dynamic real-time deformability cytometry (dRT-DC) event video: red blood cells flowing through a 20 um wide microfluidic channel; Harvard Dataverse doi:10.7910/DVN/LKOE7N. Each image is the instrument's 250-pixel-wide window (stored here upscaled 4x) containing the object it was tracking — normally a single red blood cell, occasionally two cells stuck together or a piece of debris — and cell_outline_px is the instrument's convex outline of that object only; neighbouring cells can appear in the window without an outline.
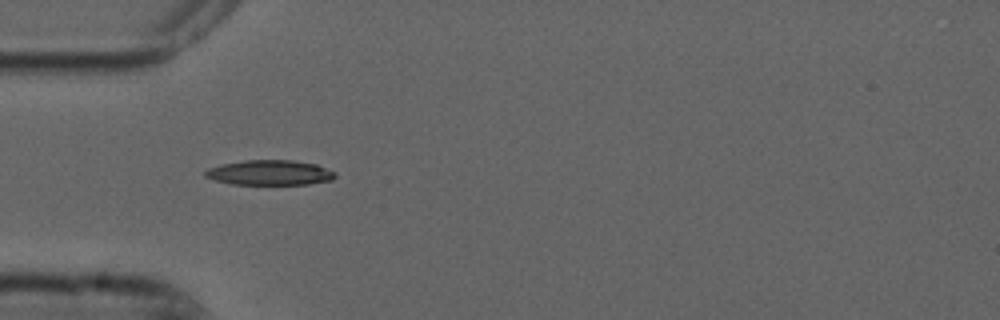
{"species": "common noctule bat (a hibernating species)", "species_latin": "Nyctalus noctula", "temperature_condition": "cold", "stored_images_in_passage": 39, "camera_frame_rate_fps": 3000, "um_per_image_px": 0.085, "animal": {"sex": "male", "forearm_length_mm": 52.5}, "frame": {"image": 1, "passage_image": 1, "time_ms": 0.0, "image_size_px": [1000, 320], "cell_outline_px": [[336, 176], [332, 180], [308, 184], [232, 184], [216, 180], [204, 176], [204, 172], [208, 168], [220, 164], [244, 160], [292, 160], [316, 164], [336, 172]], "centroid_in_image_um": [22.93, 14.67], "position_along_channel_um": 62.1, "area_um2": 18.96}}
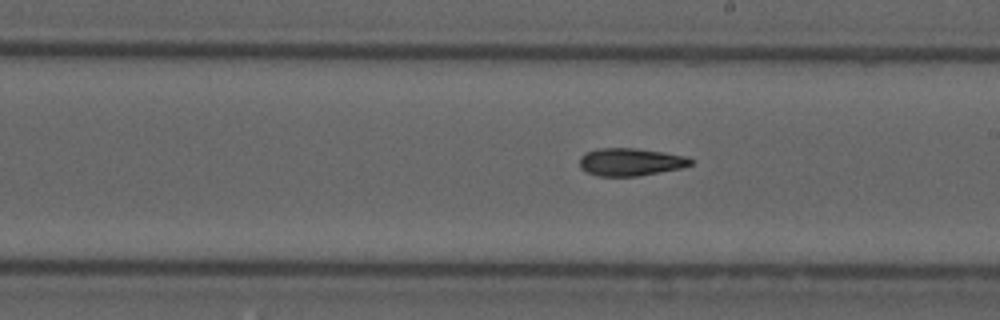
{"frame": {"image": 2, "passage_image": 15, "time_ms": 4.667, "image_size_px": [1000, 320], "cell_outline_px": [[692, 164], [680, 168], [640, 176], [596, 176], [580, 168], [580, 156], [584, 152], [596, 148], [636, 148], [664, 152], [688, 156], [692, 160]], "centroid_in_image_um": [53.57, 13.76], "position_along_channel_um": 235.4, "area_um2": 18.09}}
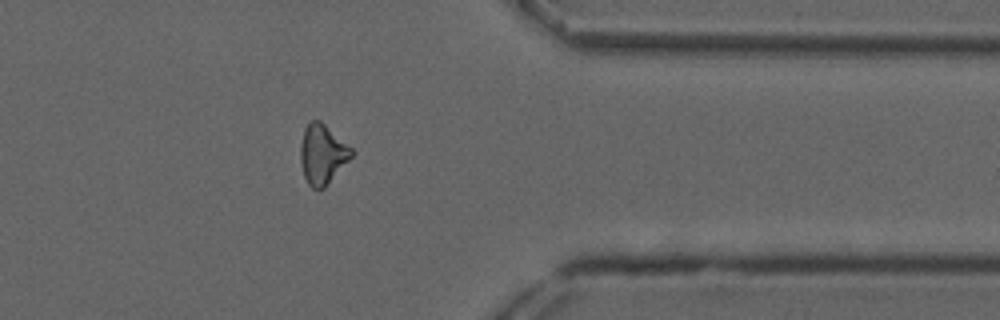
{"frame": {"image": 3, "passage_image": 28, "time_ms": 9.0, "image_size_px": [1000, 320], "cell_outline_px": [[356, 152], [324, 188], [312, 188], [308, 184], [304, 176], [300, 160], [300, 144], [304, 128], [312, 120], [320, 120], [352, 148]], "centroid_in_image_um": [27.4, 13.1], "position_along_channel_um": 384.0, "area_um2": 17.69}}